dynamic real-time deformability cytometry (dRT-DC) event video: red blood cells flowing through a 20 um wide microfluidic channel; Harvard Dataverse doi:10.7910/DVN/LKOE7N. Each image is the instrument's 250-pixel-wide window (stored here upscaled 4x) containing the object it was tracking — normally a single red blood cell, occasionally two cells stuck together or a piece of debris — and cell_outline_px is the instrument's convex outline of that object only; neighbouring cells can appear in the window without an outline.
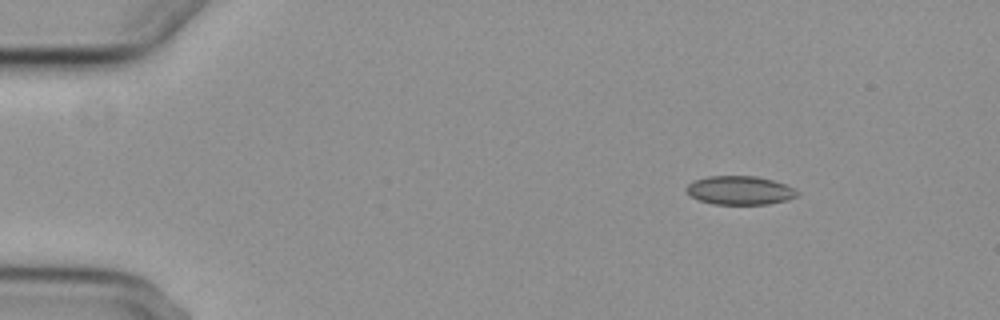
{"species": "common noctule bat (a hibernating species)", "species_latin": "Nyctalus noctula", "temperature_condition": "cold", "stored_images_in_passage": 9, "camera_frame_rate_fps": 3000, "um_per_image_px": 0.085, "animal": {"sex": "female", "body_mass_g": 29.2, "forearm_length_mm": 56.3}, "frame": {"image": 1, "passage_image": 1, "time_ms": 0.0, "image_size_px": [1000, 320], "cell_outline_px": [[800, 196], [788, 200], [768, 204], [712, 204], [700, 200], [692, 196], [684, 188], [692, 180], [708, 176], [756, 176], [772, 180], [784, 184], [800, 192]], "centroid_in_image_um": [62.9, 16.18], "position_along_channel_um": 22.1, "area_um2": 18.61}}
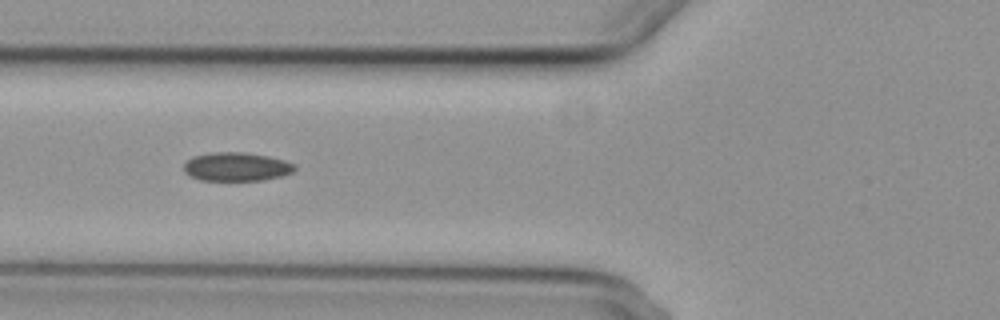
{"frame": {"image": 2, "passage_image": 4, "time_ms": 4.667, "image_size_px": [1000, 320], "cell_outline_px": [[296, 168], [292, 172], [280, 176], [264, 180], [200, 180], [188, 176], [184, 172], [184, 164], [192, 156], [212, 152], [244, 152], [268, 156], [284, 160], [296, 164]], "centroid_in_image_um": [20.08, 14.17], "position_along_channel_um": 105.7, "area_um2": 18.61}}
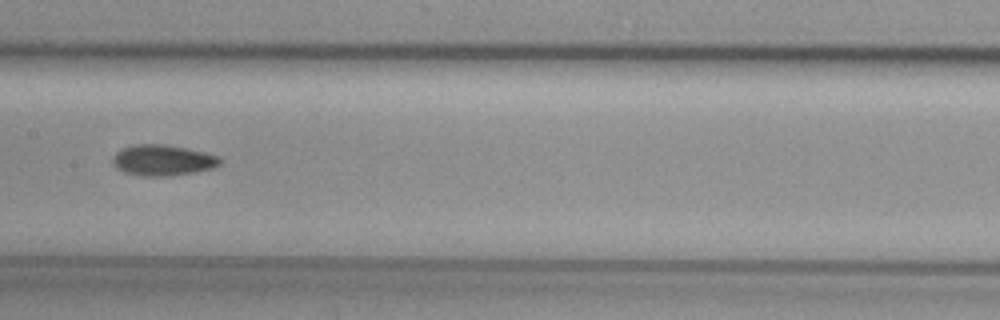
{"frame": {"image": 3, "passage_image": 6, "time_ms": 7.0, "image_size_px": [1000, 320], "cell_outline_px": [[220, 164], [212, 168], [196, 172], [172, 176], [144, 176], [124, 172], [116, 168], [112, 164], [112, 156], [116, 152], [124, 148], [136, 144], [168, 144], [188, 148], [220, 156]], "centroid_in_image_um": [13.83, 13.62], "position_along_channel_um": 193.6, "area_um2": 19.48}}